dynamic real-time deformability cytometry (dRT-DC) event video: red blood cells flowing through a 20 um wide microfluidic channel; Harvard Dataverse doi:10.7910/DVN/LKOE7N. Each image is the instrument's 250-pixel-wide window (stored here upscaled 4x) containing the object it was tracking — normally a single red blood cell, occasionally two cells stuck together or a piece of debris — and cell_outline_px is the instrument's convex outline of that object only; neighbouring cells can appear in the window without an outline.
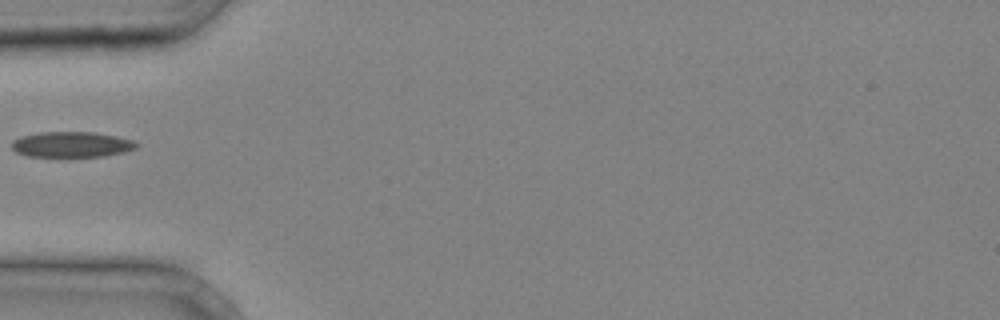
{"species": "common noctule bat (a hibernating species)", "species_latin": "Nyctalus noctula", "temperature_condition": "cold", "stored_images_in_passage": 25, "camera_frame_rate_fps": 3000, "um_per_image_px": 0.085, "animal": {"sex": "male", "body_mass_g": 20.4}, "frame": {"image": 1, "passage_image": 1, "time_ms": 0.0, "image_size_px": [1000, 320], "cell_outline_px": [[140, 144], [136, 148], [124, 152], [104, 156], [68, 160], [28, 156], [16, 152], [12, 148], [12, 140], [20, 136], [40, 132], [92, 132], [116, 136], [132, 140]], "centroid_in_image_um": [6.06, 12.33], "position_along_channel_um": 78.9, "area_um2": 19.59}}
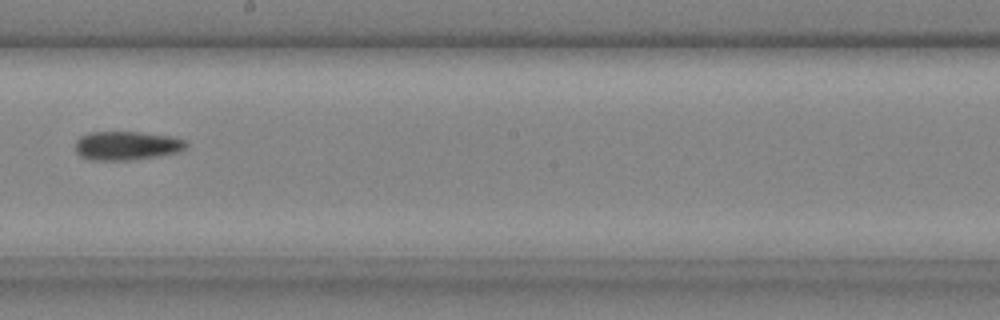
{"frame": {"image": 2, "passage_image": 11, "time_ms": 3.333, "image_size_px": [1000, 320], "cell_outline_px": [[188, 144], [180, 152], [160, 156], [132, 160], [88, 160], [80, 156], [76, 152], [76, 140], [80, 136], [88, 132], [140, 132], [172, 136], [184, 140]], "centroid_in_image_um": [10.76, 12.38], "position_along_channel_um": 237.4, "area_um2": 18.84}}